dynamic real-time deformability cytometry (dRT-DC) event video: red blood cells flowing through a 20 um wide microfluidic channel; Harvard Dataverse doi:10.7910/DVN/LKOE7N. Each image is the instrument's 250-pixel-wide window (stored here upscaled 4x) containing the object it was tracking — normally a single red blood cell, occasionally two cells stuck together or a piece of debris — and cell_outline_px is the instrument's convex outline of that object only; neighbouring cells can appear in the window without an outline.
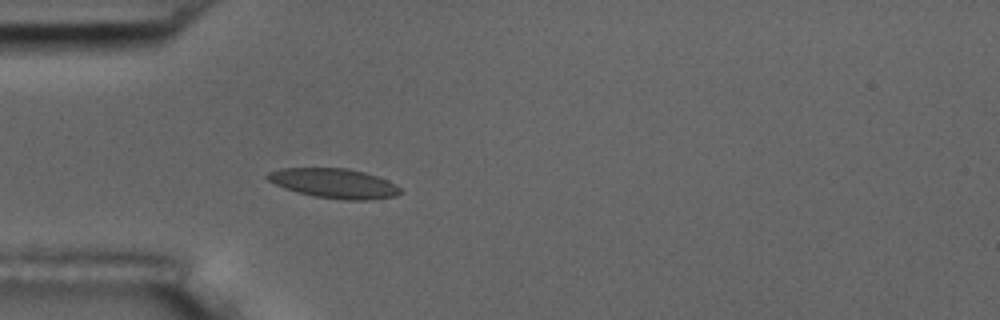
{"species": "common noctule bat (a hibernating species)", "species_latin": "Nyctalus noctula", "temperature_condition": "room temperature", "stored_images_in_passage": 5, "camera_frame_rate_fps": 3000, "um_per_image_px": 0.085, "animal": {"sex": "male", "body_mass_g": 17.5, "forearm_length_mm": 52.3}, "frame": {"image": 1, "passage_image": 5, "time_ms": 4.667, "image_size_px": [1000, 320], "cell_outline_px": [[404, 192], [396, 196], [368, 200], [344, 200], [316, 196], [296, 192], [284, 188], [268, 180], [264, 176], [268, 172], [280, 168], [348, 168], [364, 172], [376, 176], [396, 184]], "centroid_in_image_um": [28.4, 15.58], "position_along_channel_um": 56.6, "area_um2": 23.0}}